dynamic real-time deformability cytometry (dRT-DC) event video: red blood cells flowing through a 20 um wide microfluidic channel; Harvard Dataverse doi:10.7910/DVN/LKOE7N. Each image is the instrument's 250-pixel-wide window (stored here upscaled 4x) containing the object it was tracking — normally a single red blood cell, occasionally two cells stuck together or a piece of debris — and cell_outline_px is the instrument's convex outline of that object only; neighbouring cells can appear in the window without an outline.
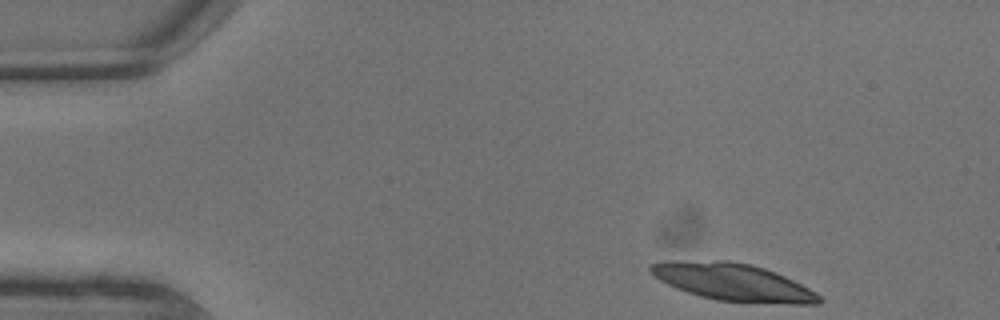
{"species": "common noctule bat (a hibernating species)", "species_latin": "Nyctalus noctula", "temperature_condition": "warm", "stored_images_in_passage": 4, "camera_frame_rate_fps": 3000, "um_per_image_px": 0.085, "animal": {"sex": "male", "body_mass_g": 13.3}, "frame": {"image": 1, "passage_image": 1, "time_ms": 0.0, "image_size_px": [1000, 320], "cell_outline_px": [[824, 300], [820, 304], [748, 304], [716, 300], [700, 296], [676, 288], [660, 280], [648, 268], [652, 264], [664, 260], [728, 260], [752, 264], [776, 272], [816, 292]], "centroid_in_image_um": [62.34, 23.99], "position_along_channel_um": 22.7, "area_um2": 37.22}}